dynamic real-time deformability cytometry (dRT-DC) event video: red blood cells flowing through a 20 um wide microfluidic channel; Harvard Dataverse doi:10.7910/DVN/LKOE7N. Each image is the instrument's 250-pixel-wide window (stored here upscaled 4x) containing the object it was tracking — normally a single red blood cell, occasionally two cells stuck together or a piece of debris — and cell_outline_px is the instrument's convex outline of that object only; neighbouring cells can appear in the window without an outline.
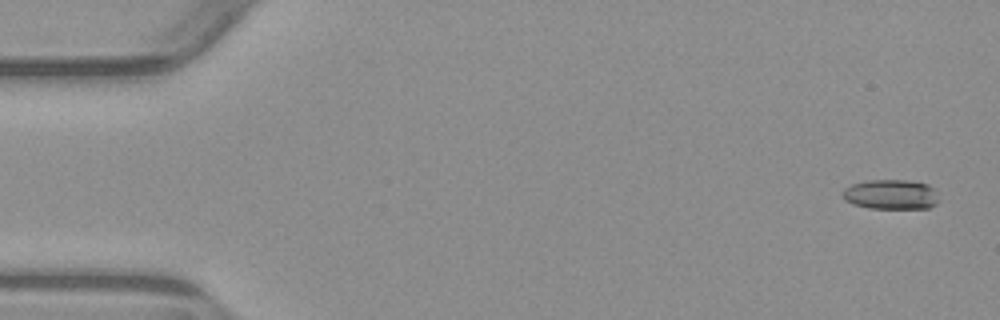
{"species": "common noctule bat (a hibernating species)", "species_latin": "Nyctalus noctula", "temperature_condition": "warm", "stored_images_in_passage": 4, "camera_frame_rate_fps": 3000, "um_per_image_px": 0.085, "animal": {"sex": "male", "body_mass_g": 23.1, "forearm_length_mm": 52.7}, "frame": {"image": 1, "passage_image": 1, "time_ms": 0.0, "image_size_px": [1000, 320], "cell_outline_px": [[940, 200], [936, 204], [928, 208], [868, 208], [852, 204], [844, 200], [844, 188], [852, 184], [864, 180], [904, 180], [928, 184], [936, 188]], "centroid_in_image_um": [75.77, 16.52], "position_along_channel_um": 9.2, "area_um2": 16.94}}
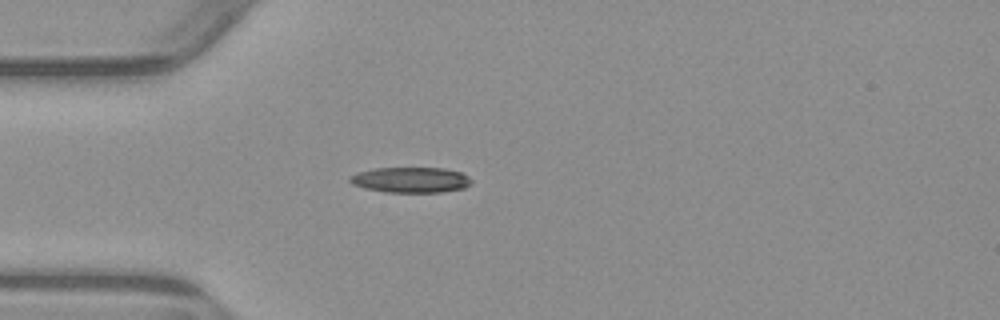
{"frame": {"image": 2, "passage_image": 4, "time_ms": 4.333, "image_size_px": [1000, 320], "cell_outline_px": [[472, 180], [464, 188], [440, 192], [388, 192], [364, 188], [352, 184], [348, 180], [348, 176], [356, 172], [376, 168], [444, 168], [460, 172], [468, 176]], "centroid_in_image_um": [34.86, 15.28], "position_along_channel_um": 50.1, "area_um2": 18.03}}